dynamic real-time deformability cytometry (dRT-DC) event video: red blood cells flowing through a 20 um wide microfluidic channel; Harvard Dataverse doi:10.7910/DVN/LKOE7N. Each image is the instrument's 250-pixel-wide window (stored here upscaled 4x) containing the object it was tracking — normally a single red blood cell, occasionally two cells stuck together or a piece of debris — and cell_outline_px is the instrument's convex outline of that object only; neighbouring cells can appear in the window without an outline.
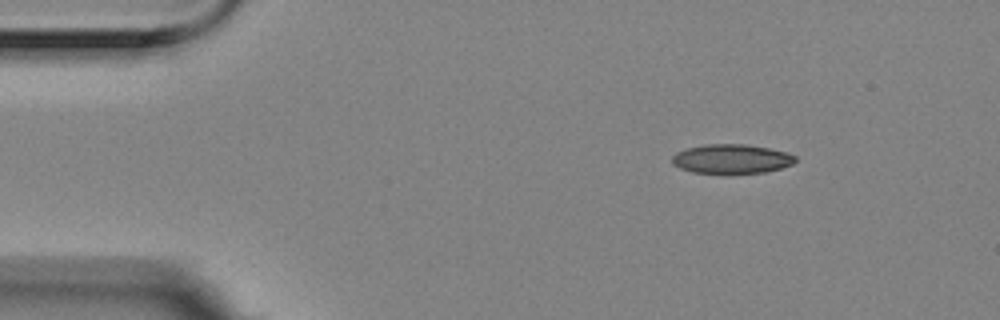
{"species": "Egyptian fruit bat (a non-hibernating species)", "species_latin": "Rousettus aegyptiacus", "temperature_condition": "room temperature", "stored_images_in_passage": 4, "segment_of_instrument_passage": [1, 2], "camera_frame_rate_fps": 3000, "um_per_image_px": 0.085, "animal": {"sex": "female"}, "frame": {"image": 1, "passage_image": 2, "time_ms": 0.333, "image_size_px": [1000, 320], "cell_outline_px": [[796, 160], [792, 164], [780, 168], [764, 172], [692, 172], [680, 168], [672, 164], [672, 156], [676, 152], [688, 148], [704, 144], [744, 144], [768, 148], [788, 152], [796, 156]], "centroid_in_image_um": [62.17, 13.48], "position_along_channel_um": 22.8, "area_um2": 20.69}}